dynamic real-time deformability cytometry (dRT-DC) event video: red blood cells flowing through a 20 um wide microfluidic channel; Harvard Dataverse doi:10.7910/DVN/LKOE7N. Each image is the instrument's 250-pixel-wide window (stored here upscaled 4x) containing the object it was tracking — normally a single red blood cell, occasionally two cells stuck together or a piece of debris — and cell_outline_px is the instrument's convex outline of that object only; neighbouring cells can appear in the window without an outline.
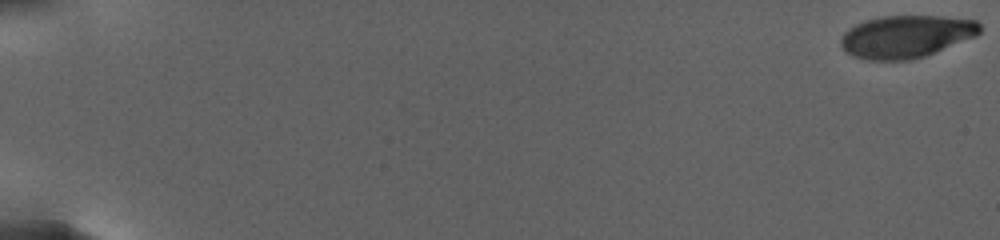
{"species": "human", "species_latin": "Homo sapiens", "temperature_condition": "warm", "stored_images_in_passage": 54, "camera_frame_rate_fps": 3000, "um_per_image_px": 0.085, "donor": {"sex": "female"}, "frame": {"image": 1, "passage_image": 1, "time_ms": 0.0, "image_size_px": [1000, 240], "cell_outline_px": [[980, 32], [976, 36], [924, 56], [912, 60], [864, 60], [852, 56], [844, 52], [840, 44], [840, 40], [844, 32], [856, 24], [868, 20], [884, 16], [936, 16], [976, 20], [980, 24]], "centroid_in_image_um": [76.99, 3.12], "position_along_channel_um": 8.0, "area_um2": 34.33}}
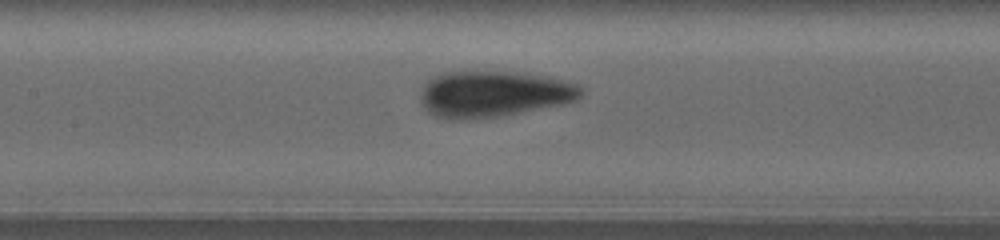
{"frame": {"image": 2, "passage_image": 31, "time_ms": 14.0, "image_size_px": [1000, 240], "cell_outline_px": [[584, 96], [576, 100], [564, 104], [500, 116], [464, 120], [448, 120], [432, 116], [424, 108], [420, 100], [420, 92], [424, 84], [432, 76], [440, 72], [464, 68], [516, 72], [548, 76], [580, 84], [584, 88]], "centroid_in_image_um": [41.91, 7.95], "position_along_channel_um": 165.5, "area_um2": 45.08}}
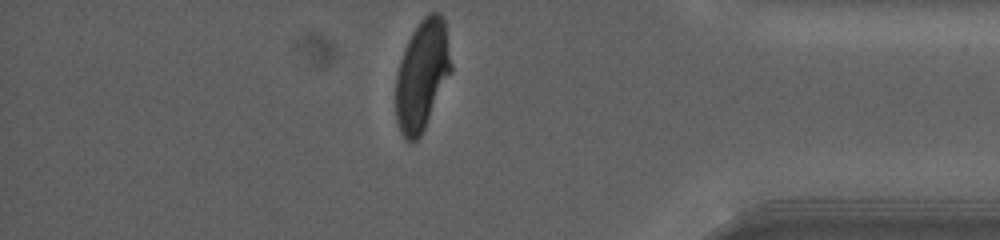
{"frame": {"image": 3, "passage_image": 54, "time_ms": 24.0, "image_size_px": [1000, 240], "cell_outline_px": [[452, 72], [420, 136], [416, 140], [408, 144], [400, 132], [396, 120], [396, 76], [400, 60], [404, 48], [412, 32], [420, 20], [428, 12], [440, 12], [444, 20], [452, 64]], "centroid_in_image_um": [35.87, 6.38], "position_along_channel_um": 399.3, "area_um2": 35.66}, "authors_computed_cell_mechanics": {"area_um2": 38.6682, "velocity_mm_per_s": 2.575, "shape_relaxation_time_tau1_ms": 5.4233, "shape_relaxation_time_tau2_ms": null, "deformation_change_tau1": 0.1994, "deformation_change_tau2": null}}